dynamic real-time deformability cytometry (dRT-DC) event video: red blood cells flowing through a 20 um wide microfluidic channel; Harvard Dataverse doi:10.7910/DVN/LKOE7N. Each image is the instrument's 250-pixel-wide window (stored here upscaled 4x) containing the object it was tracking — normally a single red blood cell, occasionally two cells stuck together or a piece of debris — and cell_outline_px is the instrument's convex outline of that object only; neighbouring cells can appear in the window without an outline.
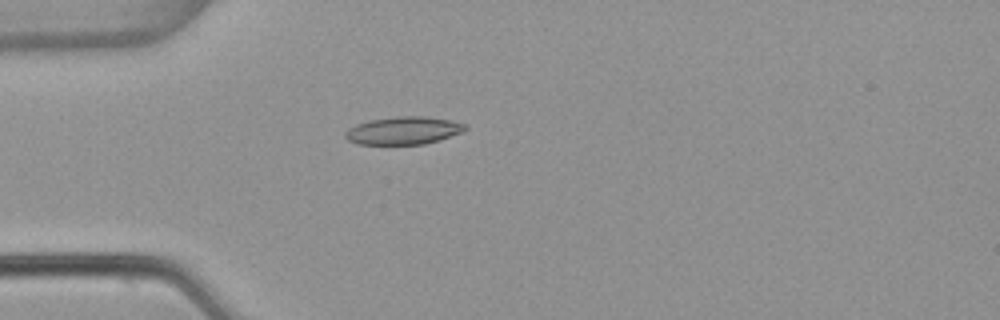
{"species": "common noctule bat (a hibernating species)", "species_latin": "Nyctalus noctula", "temperature_condition": "warm", "stored_images_in_passage": 5, "camera_frame_rate_fps": 3000, "um_per_image_px": 0.085, "animal": {"sex": "female", "body_mass_g": 22.7, "forearm_length_mm": 54.2}, "frame": {"image": 1, "passage_image": 4, "time_ms": 1.0, "image_size_px": [1000, 320], "cell_outline_px": [[468, 128], [464, 132], [440, 140], [424, 144], [356, 144], [348, 140], [344, 136], [344, 132], [348, 128], [356, 124], [372, 120], [396, 116], [424, 116], [448, 120], [468, 124]], "centroid_in_image_um": [34.32, 11.1], "position_along_channel_um": 50.7, "area_um2": 19.54}}